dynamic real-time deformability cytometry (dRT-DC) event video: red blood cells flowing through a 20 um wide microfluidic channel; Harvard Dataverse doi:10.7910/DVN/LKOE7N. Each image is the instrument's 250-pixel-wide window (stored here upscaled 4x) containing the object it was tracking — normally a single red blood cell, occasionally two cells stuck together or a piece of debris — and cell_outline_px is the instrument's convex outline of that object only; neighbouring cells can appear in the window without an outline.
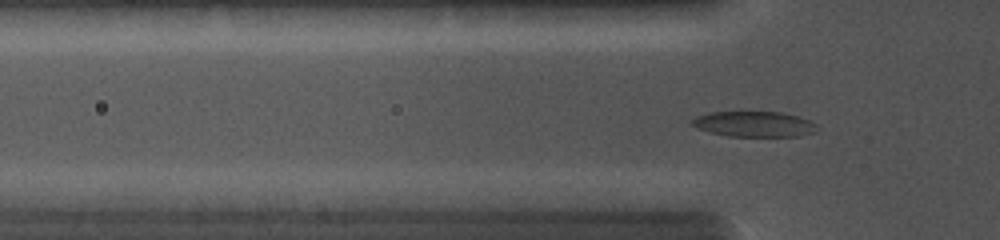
{"species": "common noctule bat (a hibernating species)", "species_latin": "Nyctalus noctula", "temperature_condition": "cold", "stored_images_in_passage": 62, "camera_frame_rate_fps": 5000, "um_per_image_px": 0.085, "animal": {"sex": "female", "body_mass_g": 19.0, "forearm_length_mm": 56.7}, "frame": {"image": 1, "passage_image": 20, "time_ms": 4.4, "image_size_px": [1000, 240], "cell_outline_px": [[816, 132], [800, 136], [728, 136], [712, 132], [688, 124], [696, 116], [708, 112], [784, 112], [808, 120], [816, 124]], "centroid_in_image_um": [64.1, 10.54], "position_along_channel_um": 61.7, "area_um2": 18.44}}
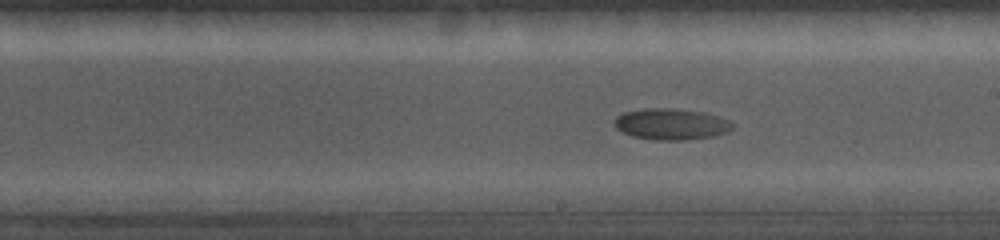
{"frame": {"image": 2, "passage_image": 38, "time_ms": 8.6, "image_size_px": [1000, 240], "cell_outline_px": [[732, 128], [728, 132], [712, 136], [684, 140], [656, 140], [632, 136], [616, 128], [616, 116], [624, 112], [644, 108], [668, 108], [704, 112], [728, 120], [732, 124]], "centroid_in_image_um": [57.04, 10.55], "position_along_channel_um": 232.0, "area_um2": 21.21}}
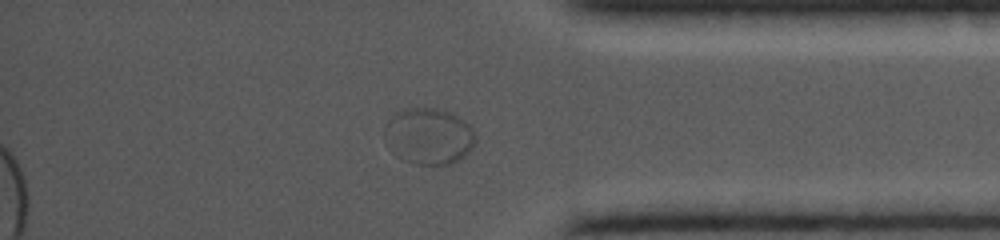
{"frame": {"image": 3, "passage_image": 60, "time_ms": 12.8, "image_size_px": [1000, 240], "cell_outline_px": [[476, 140], [472, 148], [464, 156], [452, 164], [412, 164], [396, 156], [392, 152], [384, 136], [384, 128], [388, 120], [400, 108], [432, 108], [456, 112], [472, 128], [476, 136]], "centroid_in_image_um": [36.45, 11.56], "position_along_channel_um": 398.8, "area_um2": 30.29}}